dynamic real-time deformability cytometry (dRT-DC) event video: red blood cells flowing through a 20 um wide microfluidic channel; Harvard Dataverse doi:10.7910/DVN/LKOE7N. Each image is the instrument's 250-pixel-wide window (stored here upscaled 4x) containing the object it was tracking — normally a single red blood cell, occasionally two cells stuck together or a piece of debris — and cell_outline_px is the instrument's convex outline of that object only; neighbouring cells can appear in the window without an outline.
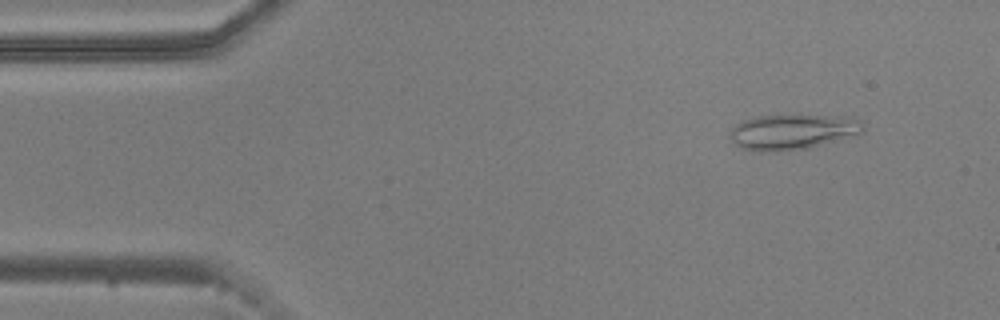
{"species": "common noctule bat (a hibernating species)", "species_latin": "Nyctalus noctula", "temperature_condition": "warm", "stored_images_in_passage": 53, "camera_frame_rate_fps": 3000, "um_per_image_px": 0.085, "animal": {"sex": "male", "body_mass_g": 20.5, "forearm_length_mm": 52.5}, "frame": {"image": 1, "passage_image": 5, "time_ms": 1.333, "image_size_px": [1000, 320], "cell_outline_px": [[864, 132], [808, 148], [776, 152], [756, 152], [740, 148], [728, 136], [732, 128], [736, 124], [744, 120], [756, 116], [848, 116], [860, 120], [864, 124]], "centroid_in_image_um": [67.34, 11.22], "position_along_channel_um": 17.7, "area_um2": 27.34}}
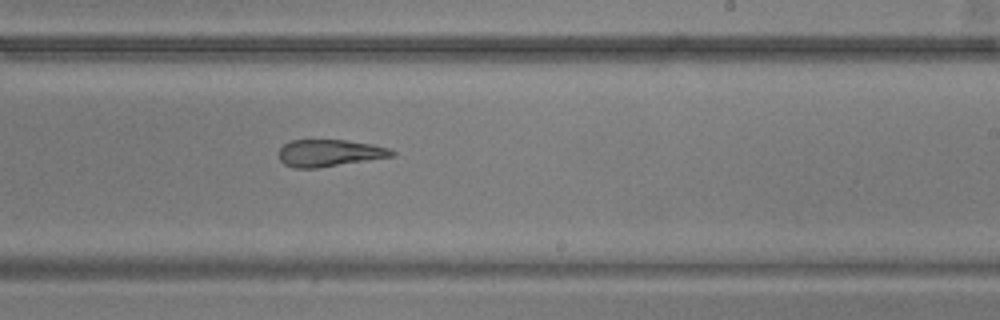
{"frame": {"image": 2, "passage_image": 31, "time_ms": 10.0, "image_size_px": [1000, 320], "cell_outline_px": [[396, 156], [316, 168], [292, 168], [284, 164], [280, 160], [280, 148], [284, 144], [292, 140], [348, 140], [372, 144], [388, 148], [396, 152]], "centroid_in_image_um": [28.03, 13.01], "position_along_channel_um": 261.0, "area_um2": 17.8}}
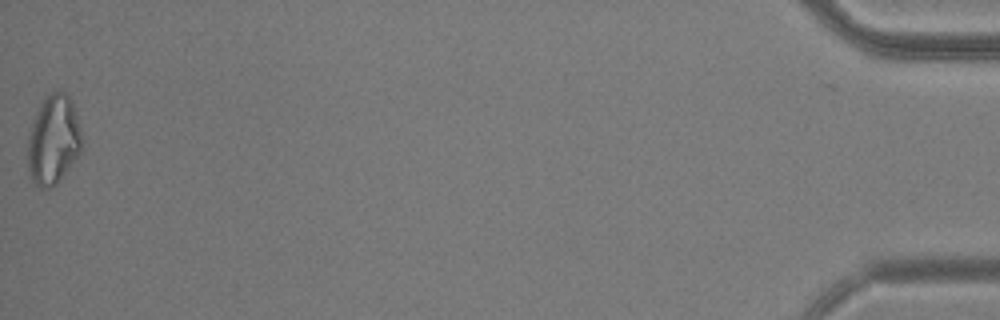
{"frame": {"image": 3, "passage_image": 53, "time_ms": 17.333, "image_size_px": [1000, 320], "cell_outline_px": [[80, 152], [56, 184], [48, 188], [40, 188], [28, 176], [28, 140], [32, 120], [40, 104], [52, 92], [64, 92], [72, 100], [80, 132]], "centroid_in_image_um": [4.5, 11.91], "position_along_channel_um": 430.7, "area_um2": 27.57}, "authors_computed_cell_mechanics": {"area_um2": 21.3282, "velocity_mm_per_s": 3.7378, "shape_relaxation_time_tau1_ms": null, "shape_relaxation_time_tau2_ms": 3.6106, "deformation_change_tau1": null, "deformation_change_tau2": 0.142}}